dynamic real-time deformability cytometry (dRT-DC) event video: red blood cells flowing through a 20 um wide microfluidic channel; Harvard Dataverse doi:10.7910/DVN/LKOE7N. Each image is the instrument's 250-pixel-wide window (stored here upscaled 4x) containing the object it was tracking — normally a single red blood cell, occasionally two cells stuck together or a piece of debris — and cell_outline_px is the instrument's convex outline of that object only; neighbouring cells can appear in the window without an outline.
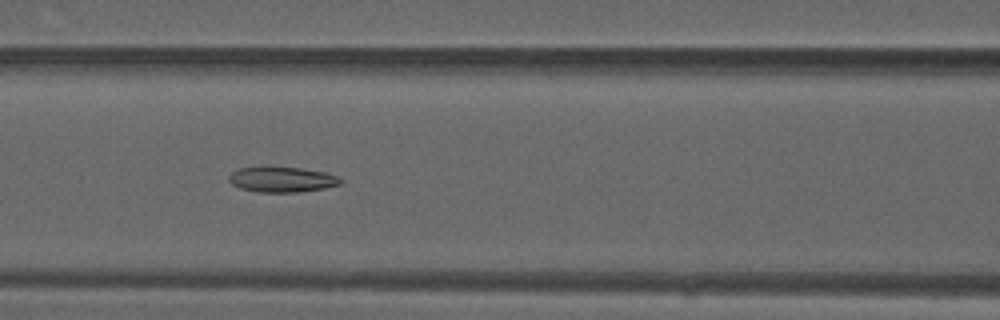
{"species": "common noctule bat (a hibernating species)", "species_latin": "Nyctalus noctula", "temperature_condition": "warm", "stored_images_in_passage": 50, "camera_frame_rate_fps": 3000, "um_per_image_px": 0.085, "animal": {"sex": "male", "forearm_length_mm": 52.5}, "frame": {"image": 1, "passage_image": 21, "time_ms": 6.667, "image_size_px": [1000, 320], "cell_outline_px": [[344, 180], [340, 184], [324, 188], [296, 192], [256, 192], [240, 188], [232, 184], [228, 180], [228, 176], [232, 172], [240, 168], [300, 168], [328, 172], [340, 176]], "centroid_in_image_um": [24.02, 15.27], "position_along_channel_um": 142.6, "area_um2": 16.36}}
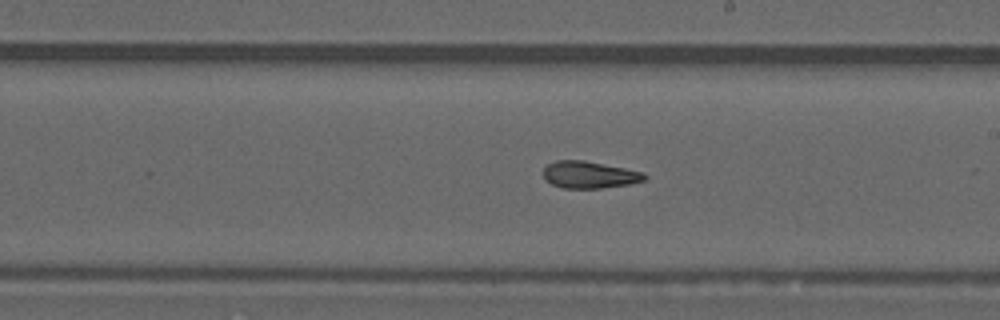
{"frame": {"image": 2, "passage_image": 28, "time_ms": 9.0, "image_size_px": [1000, 320], "cell_outline_px": [[648, 176], [644, 180], [632, 184], [600, 188], [564, 188], [552, 184], [544, 180], [544, 168], [548, 164], [556, 160], [584, 160], [644, 172]], "centroid_in_image_um": [50.11, 14.85], "position_along_channel_um": 238.9, "area_um2": 15.95}}
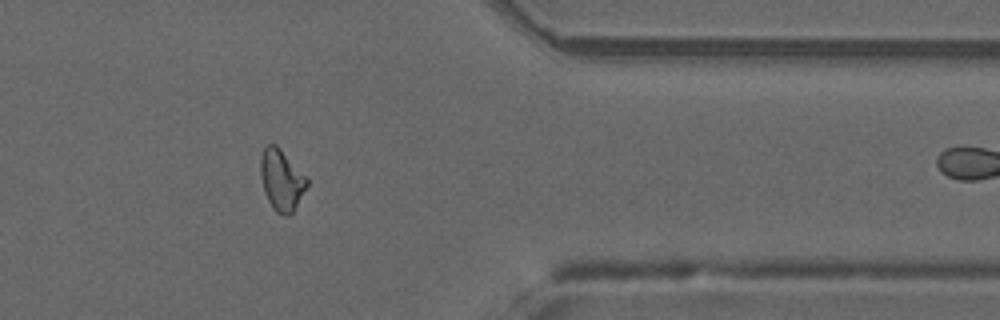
{"frame": {"image": 3, "passage_image": 40, "time_ms": 13.0, "image_size_px": [1000, 320], "cell_outline_px": [[308, 184], [292, 212], [288, 216], [284, 216], [276, 212], [272, 208], [264, 192], [260, 176], [260, 160], [264, 148], [268, 144], [276, 144], [280, 148], [308, 180]], "centroid_in_image_um": [23.89, 15.31], "position_along_channel_um": 387.5, "area_um2": 16.24}, "authors_computed_cell_mechanics": {"area_um2": 16.6753, "velocity_mm_per_s": 4.1407, "shape_relaxation_time_tau1_ms": null, "shape_relaxation_time_tau2_ms": 3.0847, "deformation_change_tau1": null, "deformation_change_tau2": 0.0999}}